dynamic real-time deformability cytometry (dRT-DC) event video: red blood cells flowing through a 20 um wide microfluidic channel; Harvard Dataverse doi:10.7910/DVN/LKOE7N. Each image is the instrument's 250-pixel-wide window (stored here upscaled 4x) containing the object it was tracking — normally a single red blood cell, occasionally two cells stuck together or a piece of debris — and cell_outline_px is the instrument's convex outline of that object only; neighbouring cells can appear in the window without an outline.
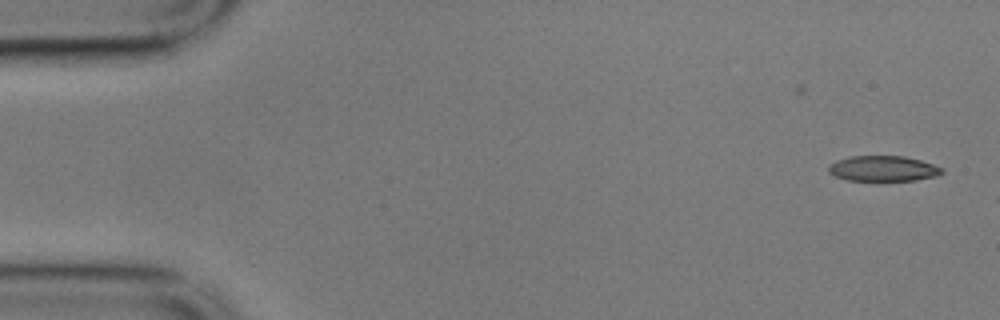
{"species": "common noctule bat (a hibernating species)", "species_latin": "Nyctalus noctula", "temperature_condition": "cold", "stored_images_in_passage": 13, "camera_frame_rate_fps": 3000, "um_per_image_px": 0.085, "animal": {"sex": "male", "body_mass_g": 17.9}, "frame": {"image": 1, "passage_image": 1, "time_ms": 0.0, "image_size_px": [1000, 320], "cell_outline_px": [[944, 172], [936, 176], [916, 180], [876, 184], [844, 180], [828, 172], [828, 168], [836, 160], [848, 156], [904, 156], [920, 160], [944, 168]], "centroid_in_image_um": [75.05, 14.38], "position_along_channel_um": 10.0, "area_um2": 17.8}}